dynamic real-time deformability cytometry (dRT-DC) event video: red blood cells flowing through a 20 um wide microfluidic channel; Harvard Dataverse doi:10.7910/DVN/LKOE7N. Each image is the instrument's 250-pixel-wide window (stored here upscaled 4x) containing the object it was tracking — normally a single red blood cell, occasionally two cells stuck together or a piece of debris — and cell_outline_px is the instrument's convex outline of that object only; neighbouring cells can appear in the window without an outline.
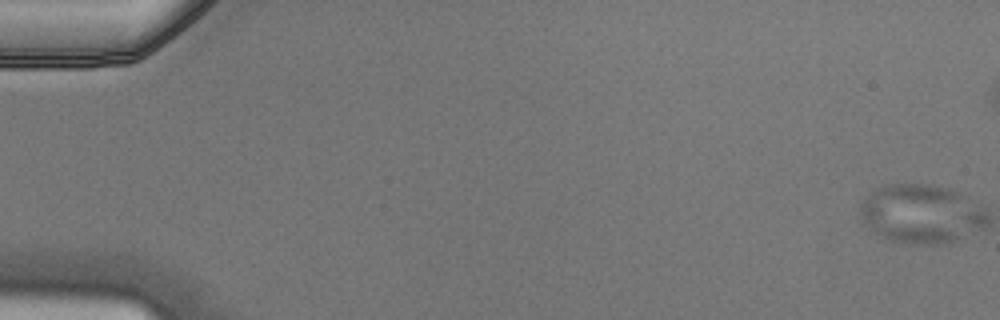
{"species": "Egyptian fruit bat (a non-hibernating species)", "species_latin": "Rousettus aegyptiacus", "temperature_condition": "cold", "stored_images_in_passage": 6, "camera_frame_rate_fps": 3000, "um_per_image_px": 0.085, "animal": {"sex": "male"}, "frame": {"image": 1, "passage_image": 1, "time_ms": 0.0, "image_size_px": [1000, 320], "cell_outline_px": [[964, 200], [956, 236], [952, 240], [940, 244], [912, 244], [892, 240], [868, 228], [864, 224], [860, 212], [860, 204], [876, 188], [888, 184], [928, 184], [948, 188], [964, 196]], "centroid_in_image_um": [77.65, 18.11], "position_along_channel_um": 7.4, "area_um2": 37.17}}